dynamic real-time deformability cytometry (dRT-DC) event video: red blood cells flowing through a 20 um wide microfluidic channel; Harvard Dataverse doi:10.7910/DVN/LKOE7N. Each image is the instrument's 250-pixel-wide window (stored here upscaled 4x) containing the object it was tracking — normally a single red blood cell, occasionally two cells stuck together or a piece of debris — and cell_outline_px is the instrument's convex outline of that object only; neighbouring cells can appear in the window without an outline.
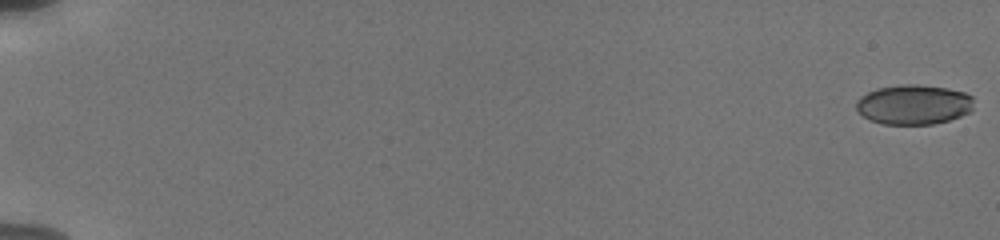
{"species": "human", "species_latin": "Homo sapiens", "temperature_condition": "cold", "stored_images_in_passage": 32, "camera_frame_rate_fps": 3000, "um_per_image_px": 0.085, "donor": {"sex": "male"}, "frame": {"image": 1, "passage_image": 1, "time_ms": 0.0, "image_size_px": [1000, 240], "cell_outline_px": [[972, 108], [968, 112], [960, 116], [948, 120], [932, 124], [884, 124], [872, 120], [864, 116], [856, 108], [856, 100], [860, 96], [876, 88], [900, 84], [916, 84], [948, 88], [964, 92], [972, 96]], "centroid_in_image_um": [77.65, 8.87], "position_along_channel_um": 7.4, "area_um2": 27.17}}
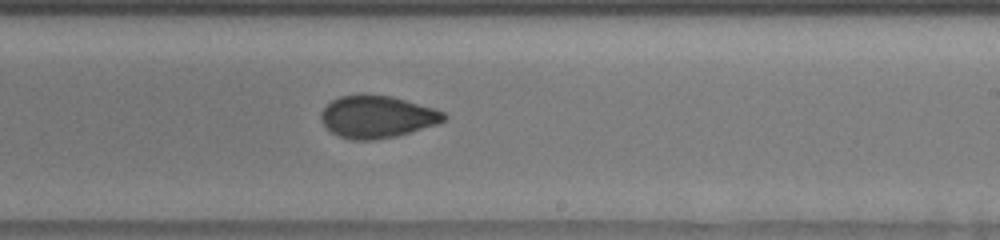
{"frame": {"image": 2, "passage_image": 17, "time_ms": 12.0, "image_size_px": [1000, 240], "cell_outline_px": [[448, 116], [444, 120], [436, 124], [396, 136], [376, 140], [352, 140], [340, 136], [332, 132], [320, 120], [320, 112], [332, 100], [340, 96], [360, 92], [392, 96], [432, 108], [444, 112]], "centroid_in_image_um": [32.01, 9.9], "position_along_channel_um": 257.0, "area_um2": 30.4}}
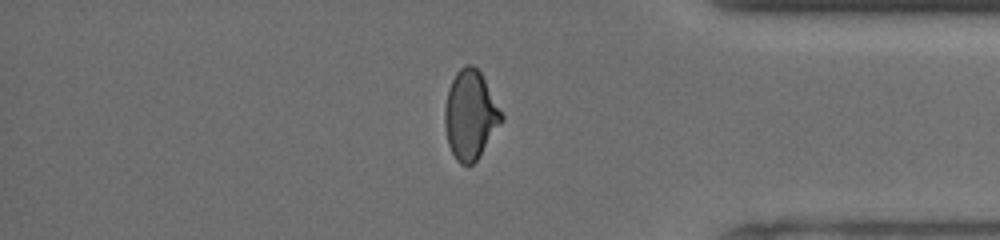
{"frame": {"image": 3, "passage_image": 27, "time_ms": 16.0, "image_size_px": [1000, 240], "cell_outline_px": [[504, 120], [476, 160], [468, 168], [460, 164], [456, 160], [448, 144], [444, 124], [444, 108], [448, 88], [456, 72], [464, 64], [472, 64], [480, 72], [504, 116]], "centroid_in_image_um": [39.96, 9.78], "position_along_channel_um": 395.2, "area_um2": 29.42}, "authors_computed_cell_mechanics": {"area_um2": 29.4202, "velocity_mm_per_s": 3.8031, "shape_relaxation_time_tau1_ms": 5.0939, "shape_relaxation_time_tau2_ms": 0.821, "deformation_change_tau1": 0.1451, "deformation_change_tau2": 0.0333}}